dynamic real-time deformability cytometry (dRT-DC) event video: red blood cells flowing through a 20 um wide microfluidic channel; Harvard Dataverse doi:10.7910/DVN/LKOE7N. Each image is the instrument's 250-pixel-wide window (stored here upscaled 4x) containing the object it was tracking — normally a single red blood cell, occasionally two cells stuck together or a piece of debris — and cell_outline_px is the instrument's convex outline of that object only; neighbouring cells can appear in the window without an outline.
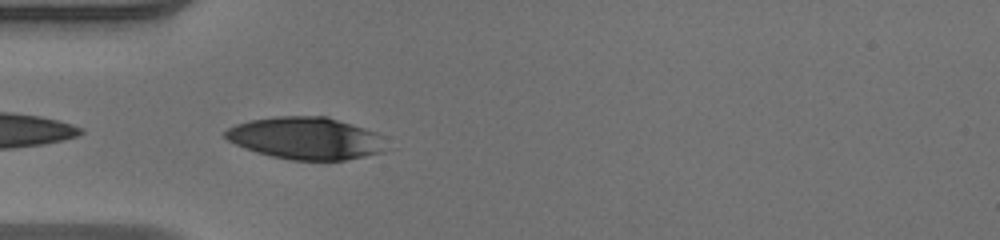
{"species": "human", "species_latin": "Homo sapiens", "temperature_condition": "warm", "stored_images_in_passage": 22, "camera_frame_rate_fps": 3000, "um_per_image_px": 0.085, "donor": {"sex": "male"}, "frame": {"image": 1, "passage_image": 1, "time_ms": 0.0, "image_size_px": [1000, 240], "cell_outline_px": [[380, 152], [364, 156], [344, 160], [292, 160], [272, 156], [256, 152], [244, 148], [228, 140], [224, 136], [224, 132], [228, 128], [236, 124], [252, 120], [276, 116], [328, 116], [376, 132], [380, 136]], "centroid_in_image_um": [25.91, 11.74], "position_along_channel_um": 59.1, "area_um2": 38.96}}
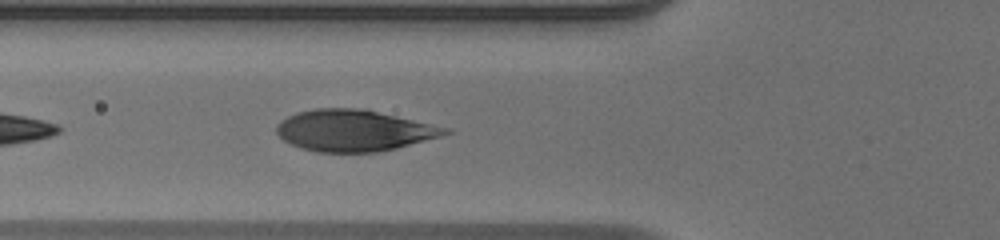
{"frame": {"image": 2, "passage_image": 4, "time_ms": 1.0, "image_size_px": [1000, 240], "cell_outline_px": [[452, 132], [440, 136], [396, 148], [376, 152], [316, 152], [292, 144], [284, 140], [276, 132], [276, 124], [280, 120], [296, 112], [316, 108], [368, 108], [448, 128]], "centroid_in_image_um": [30.07, 11.07], "position_along_channel_um": 95.7, "area_um2": 40.69}}